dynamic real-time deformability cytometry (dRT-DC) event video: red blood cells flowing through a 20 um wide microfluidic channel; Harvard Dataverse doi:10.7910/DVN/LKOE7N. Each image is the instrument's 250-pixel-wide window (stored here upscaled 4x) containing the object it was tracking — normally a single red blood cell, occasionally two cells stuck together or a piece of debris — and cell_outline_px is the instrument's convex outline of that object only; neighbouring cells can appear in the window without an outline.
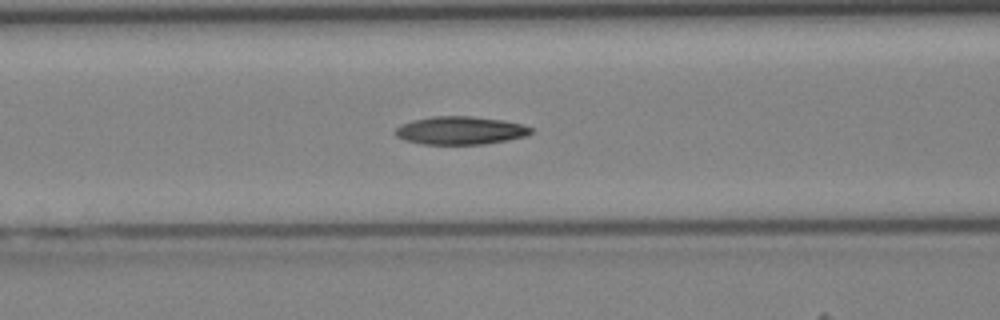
{"species": "Egyptian fruit bat (a non-hibernating species)", "species_latin": "Rousettus aegyptiacus", "temperature_condition": "cold", "stored_images_in_passage": 38, "camera_frame_rate_fps": 3000, "um_per_image_px": 0.085, "animal": {"sex": "female"}, "frame": {"image": 1, "passage_image": 13, "time_ms": 4.0, "image_size_px": [1000, 320], "cell_outline_px": [[532, 132], [524, 136], [508, 140], [484, 144], [420, 144], [404, 140], [396, 136], [392, 132], [400, 124], [412, 120], [432, 116], [472, 116], [504, 120], [524, 124], [532, 128]], "centroid_in_image_um": [39.09, 11.08], "position_along_channel_um": 127.5, "area_um2": 22.43}}
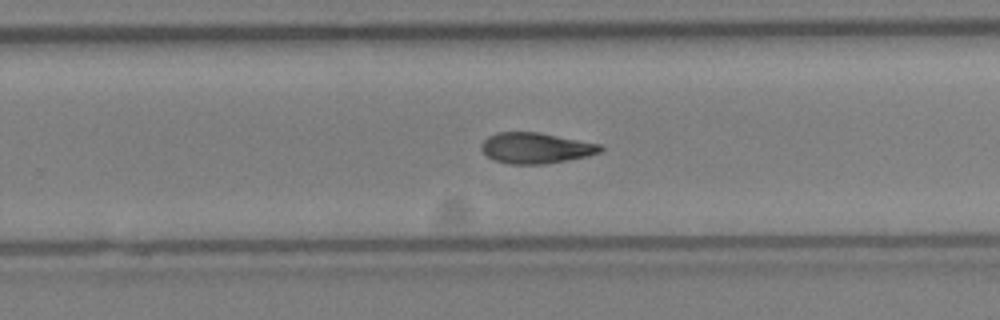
{"frame": {"image": 2, "passage_image": 23, "time_ms": 7.333, "image_size_px": [1000, 320], "cell_outline_px": [[604, 148], [600, 152], [588, 156], [568, 160], [544, 164], [508, 164], [492, 160], [480, 148], [480, 144], [488, 136], [496, 132], [540, 132], [600, 144]], "centroid_in_image_um": [45.52, 12.58], "position_along_channel_um": 284.3, "area_um2": 21.5}}
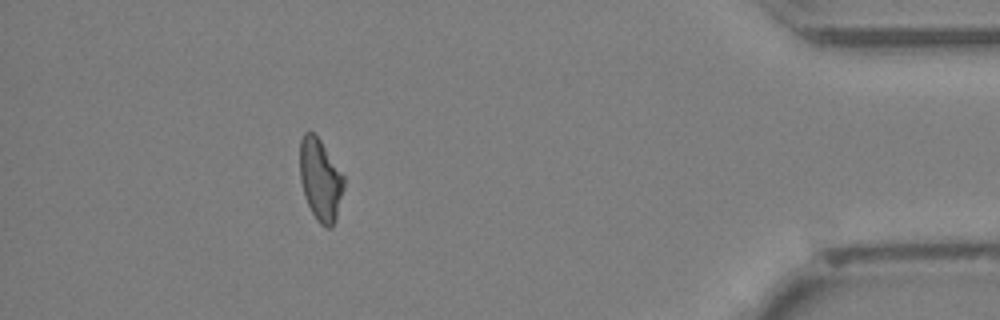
{"frame": {"image": 3, "passage_image": 34, "time_ms": 11.0, "image_size_px": [1000, 320], "cell_outline_px": [[344, 188], [336, 220], [332, 228], [324, 228], [316, 220], [304, 196], [300, 180], [300, 140], [304, 132], [312, 132], [320, 140], [344, 176]], "centroid_in_image_um": [27.23, 15.32], "position_along_channel_um": 408.0, "area_um2": 21.04}}